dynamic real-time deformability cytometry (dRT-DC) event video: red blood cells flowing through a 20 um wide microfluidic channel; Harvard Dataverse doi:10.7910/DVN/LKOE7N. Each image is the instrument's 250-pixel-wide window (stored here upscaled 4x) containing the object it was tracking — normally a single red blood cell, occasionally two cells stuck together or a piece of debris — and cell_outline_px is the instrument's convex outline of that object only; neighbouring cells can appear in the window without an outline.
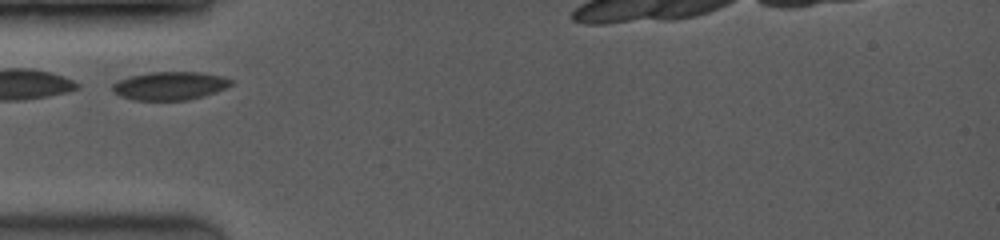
{"species": "common noctule bat (a hibernating species)", "species_latin": "Nyctalus noctula", "temperature_condition": "room temperature", "stored_images_in_passage": 28, "camera_frame_rate_fps": 3500, "um_per_image_px": 0.085, "animal": {"sex": "female", "body_mass_g": 19.0, "forearm_length_mm": 53.3}, "frame": {"image": 1, "passage_image": 1, "time_ms": 0.0, "image_size_px": [1000, 240], "cell_outline_px": [[232, 84], [216, 92], [204, 96], [188, 100], [132, 100], [120, 96], [112, 92], [112, 84], [128, 76], [148, 72], [200, 72], [224, 76], [232, 80]], "centroid_in_image_um": [14.42, 7.29], "position_along_channel_um": 70.6, "area_um2": 19.71}}